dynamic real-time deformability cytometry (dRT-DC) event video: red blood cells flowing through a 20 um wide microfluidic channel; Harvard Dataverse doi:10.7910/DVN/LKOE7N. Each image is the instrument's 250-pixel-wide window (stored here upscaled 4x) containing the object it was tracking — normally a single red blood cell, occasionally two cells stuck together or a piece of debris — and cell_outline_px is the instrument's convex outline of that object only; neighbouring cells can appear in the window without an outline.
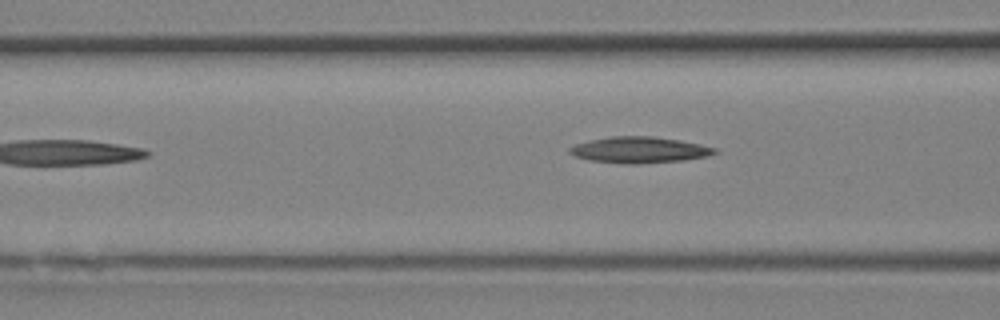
{"species": "Egyptian fruit bat (a non-hibernating species)", "species_latin": "Rousettus aegyptiacus", "temperature_condition": "room temperature", "stored_images_in_passage": 11, "segment_of_instrument_passage": [2, 2], "camera_frame_rate_fps": 3000, "um_per_image_px": 0.085, "animal": {"sex": "female"}, "frame": {"image": 1, "passage_image": 11, "time_ms": 3.333, "image_size_px": [1000, 320], "cell_outline_px": [[720, 152], [708, 156], [684, 160], [636, 164], [628, 164], [588, 160], [576, 156], [568, 152], [568, 148], [576, 144], [592, 140], [612, 136], [652, 136], [680, 140], [700, 144], [716, 148]], "centroid_in_image_um": [54.38, 12.74], "position_along_channel_um": 112.2, "area_um2": 22.08}}